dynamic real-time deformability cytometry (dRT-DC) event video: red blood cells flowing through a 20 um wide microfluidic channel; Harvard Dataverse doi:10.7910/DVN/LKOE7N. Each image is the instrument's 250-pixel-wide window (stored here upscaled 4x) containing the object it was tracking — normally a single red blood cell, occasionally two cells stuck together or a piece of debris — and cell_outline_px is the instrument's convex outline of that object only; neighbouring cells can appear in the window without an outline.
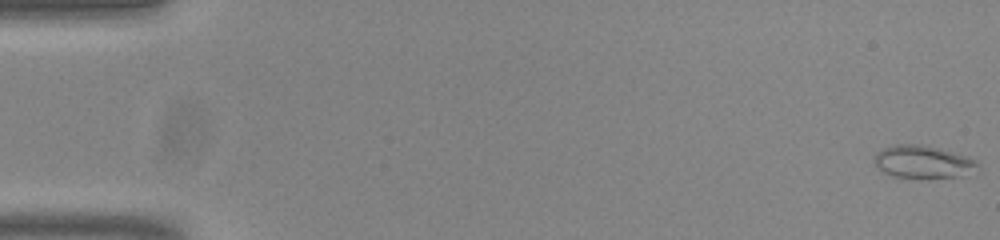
{"species": "common noctule bat (a hibernating species)", "species_latin": "Nyctalus noctula", "temperature_condition": "room temperature", "stored_images_in_passage": 54, "camera_frame_rate_fps": 3000, "um_per_image_px": 0.085, "animal": {"sex": "male", "body_mass_g": 20.0, "forearm_length_mm": 53.3}, "frame": {"image": 1, "passage_image": 1, "time_ms": 0.0, "image_size_px": [1000, 240], "cell_outline_px": [[980, 168], [960, 176], [928, 180], [920, 180], [892, 176], [884, 172], [872, 160], [876, 152], [884, 148], [896, 144], [920, 144], [940, 148], [968, 156], [976, 160], [980, 164]], "centroid_in_image_um": [78.48, 13.79], "position_along_channel_um": 6.5, "area_um2": 20.4}}
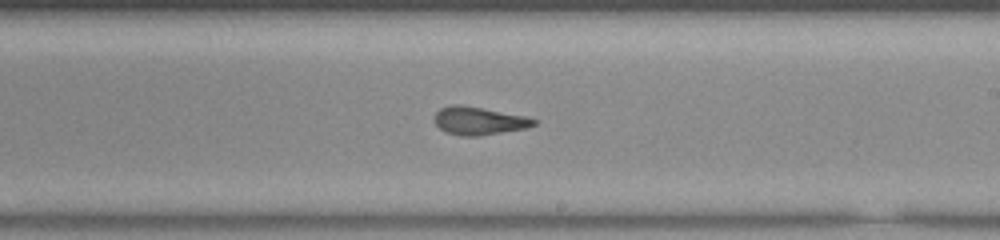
{"frame": {"image": 2, "passage_image": 32, "time_ms": 10.333, "image_size_px": [1000, 240], "cell_outline_px": [[540, 120], [536, 124], [528, 128], [476, 136], [460, 136], [444, 132], [432, 120], [436, 112], [440, 108], [452, 104], [460, 104], [524, 116]], "centroid_in_image_um": [40.68, 10.27], "position_along_channel_um": 248.3, "area_um2": 16.3}}
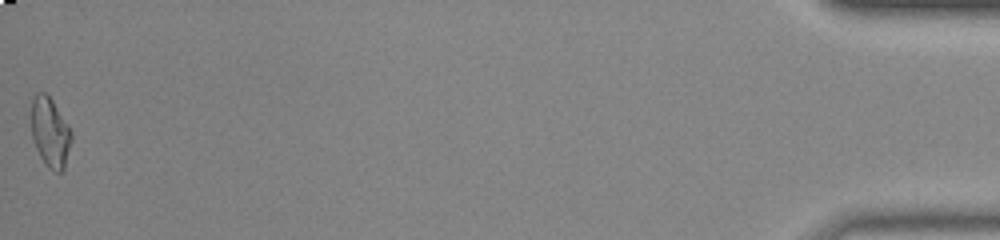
{"frame": {"image": 3, "passage_image": 54, "time_ms": 17.667, "image_size_px": [1000, 240], "cell_outline_px": [[72, 140], [64, 168], [60, 172], [56, 172], [48, 168], [40, 156], [32, 140], [32, 100], [36, 92], [44, 92], [52, 100], [72, 132]], "centroid_in_image_um": [4.26, 11.27], "position_along_channel_um": 430.9, "area_um2": 16.13}, "authors_computed_cell_mechanics": {"area_um2": 16.8198, "velocity_mm_per_s": 3.8312, "shape_relaxation_time_tau1_ms": null, "shape_relaxation_time_tau2_ms": 1.5719, "deformation_change_tau1": null, "deformation_change_tau2": 0.0895}}